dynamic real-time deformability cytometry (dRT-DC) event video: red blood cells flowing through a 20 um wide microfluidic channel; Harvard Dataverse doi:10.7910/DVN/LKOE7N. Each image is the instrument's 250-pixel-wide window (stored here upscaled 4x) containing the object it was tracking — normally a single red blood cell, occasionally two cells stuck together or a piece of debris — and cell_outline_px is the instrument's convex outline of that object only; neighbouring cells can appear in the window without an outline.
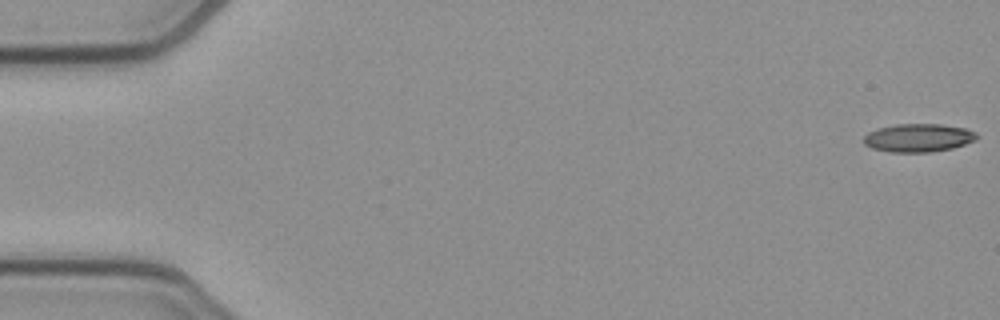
{"species": "common noctule bat (a hibernating species)", "species_latin": "Nyctalus noctula", "temperature_condition": "cold", "stored_images_in_passage": 11, "camera_frame_rate_fps": 3000, "um_per_image_px": 0.085, "animal": {"sex": "female", "body_mass_g": 21.9}, "frame": {"image": 1, "passage_image": 1, "time_ms": 0.0, "image_size_px": [1000, 320], "cell_outline_px": [[980, 136], [976, 140], [952, 148], [928, 152], [888, 152], [872, 148], [864, 144], [864, 136], [868, 132], [876, 128], [896, 124], [940, 124], [968, 128], [976, 132]], "centroid_in_image_um": [78.07, 11.7], "position_along_channel_um": 6.9, "area_um2": 18.79}}